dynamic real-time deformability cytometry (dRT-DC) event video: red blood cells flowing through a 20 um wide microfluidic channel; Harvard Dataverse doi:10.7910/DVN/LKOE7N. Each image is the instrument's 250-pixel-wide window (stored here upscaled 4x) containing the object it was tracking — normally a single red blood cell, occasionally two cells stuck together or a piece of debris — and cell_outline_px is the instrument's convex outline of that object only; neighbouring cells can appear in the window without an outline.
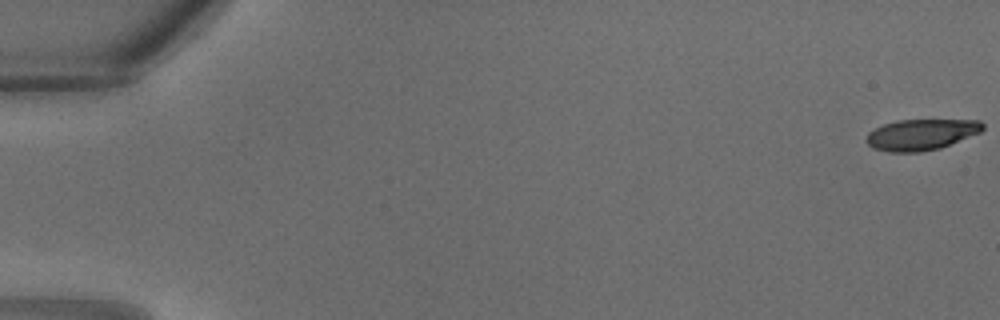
{"species": "common noctule bat (a hibernating species)", "species_latin": "Nyctalus noctula", "temperature_condition": "warm", "stored_images_in_passage": 6, "camera_frame_rate_fps": 3000, "um_per_image_px": 0.085, "animal": {"sex": "male", "body_mass_g": 18.8}, "frame": {"image": 1, "passage_image": 1, "time_ms": 0.0, "image_size_px": [1000, 320], "cell_outline_px": [[984, 128], [980, 132], [940, 148], [920, 152], [888, 152], [872, 148], [868, 144], [868, 132], [884, 124], [896, 120], [980, 120], [984, 124]], "centroid_in_image_um": [78.31, 11.44], "position_along_channel_um": 6.7, "area_um2": 20.87}}